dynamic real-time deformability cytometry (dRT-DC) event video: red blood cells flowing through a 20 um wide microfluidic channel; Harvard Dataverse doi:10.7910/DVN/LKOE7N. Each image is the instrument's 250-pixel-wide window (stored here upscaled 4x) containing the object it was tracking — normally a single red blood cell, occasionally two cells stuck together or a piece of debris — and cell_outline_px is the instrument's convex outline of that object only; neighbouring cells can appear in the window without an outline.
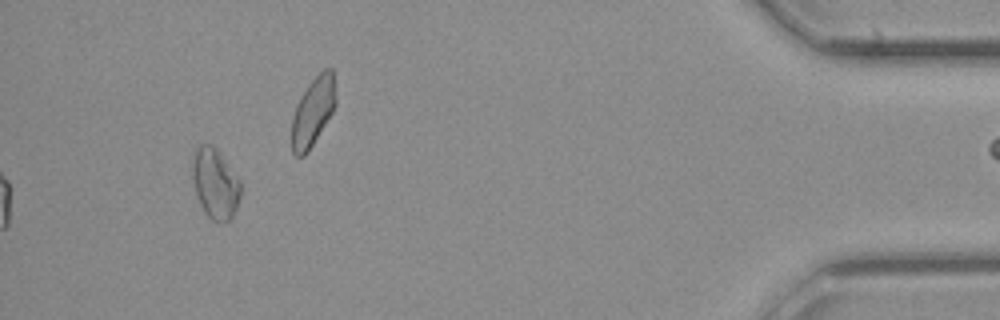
{"species": "common noctule bat (a hibernating species)", "species_latin": "Nyctalus noctula", "temperature_condition": "cold", "stored_images_in_passage": 23, "camera_frame_rate_fps": 3000, "um_per_image_px": 0.085, "animal": {"sex": "female", "body_mass_g": 21.9}, "frame": {"image": 1, "passage_image": 20, "time_ms": 6.333, "image_size_px": [1000, 320], "cell_outline_px": [[240, 196], [232, 220], [212, 220], [204, 212], [200, 204], [196, 192], [192, 176], [192, 152], [200, 144], [212, 144], [216, 148], [240, 180]], "centroid_in_image_um": [18.27, 15.57], "position_along_channel_um": 416.9, "area_um2": 19.65}}